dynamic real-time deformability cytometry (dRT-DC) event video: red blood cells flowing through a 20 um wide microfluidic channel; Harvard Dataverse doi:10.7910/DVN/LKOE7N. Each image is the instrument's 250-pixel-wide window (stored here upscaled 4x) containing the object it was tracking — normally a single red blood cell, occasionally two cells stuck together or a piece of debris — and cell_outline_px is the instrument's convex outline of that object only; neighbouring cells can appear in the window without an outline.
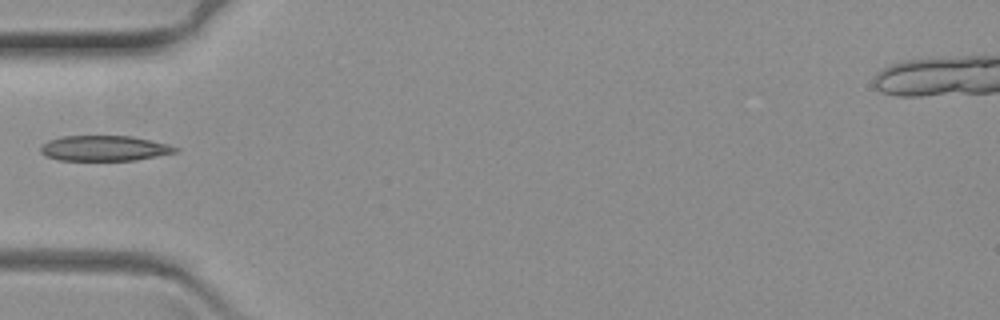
{"species": "common noctule bat (a hibernating species)", "species_latin": "Nyctalus noctula", "temperature_condition": "warm", "stored_images_in_passage": 24, "camera_frame_rate_fps": 3000, "um_per_image_px": 0.085, "animal": {"sex": "female", "body_mass_g": 19.3, "forearm_length_mm": 54.1}, "frame": {"image": 1, "passage_image": 1, "time_ms": 0.0, "image_size_px": [1000, 320], "cell_outline_px": [[180, 148], [176, 152], [136, 160], [60, 160], [48, 156], [40, 152], [40, 148], [48, 140], [60, 136], [132, 136], [168, 144]], "centroid_in_image_um": [8.88, 12.59], "position_along_channel_um": 76.1, "area_um2": 19.77}}
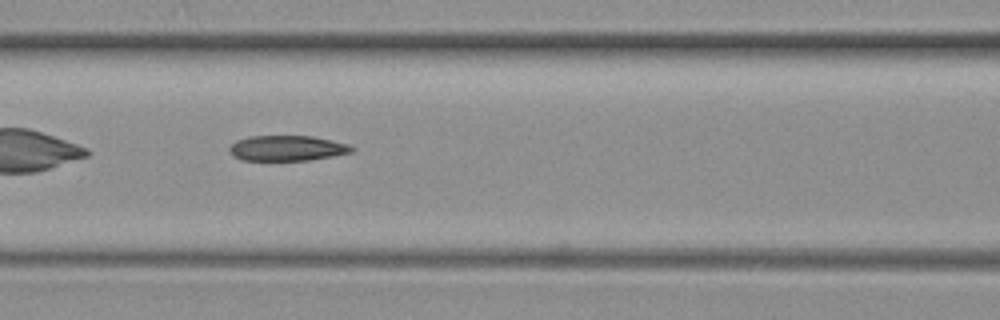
{"frame": {"image": 2, "passage_image": 7, "time_ms": 2.0, "image_size_px": [1000, 320], "cell_outline_px": [[356, 148], [352, 152], [332, 156], [308, 160], [244, 160], [232, 156], [228, 152], [228, 148], [236, 140], [248, 136], [312, 136], [332, 140], [348, 144]], "centroid_in_image_um": [24.38, 12.59], "position_along_channel_um": 142.2, "area_um2": 18.15}}
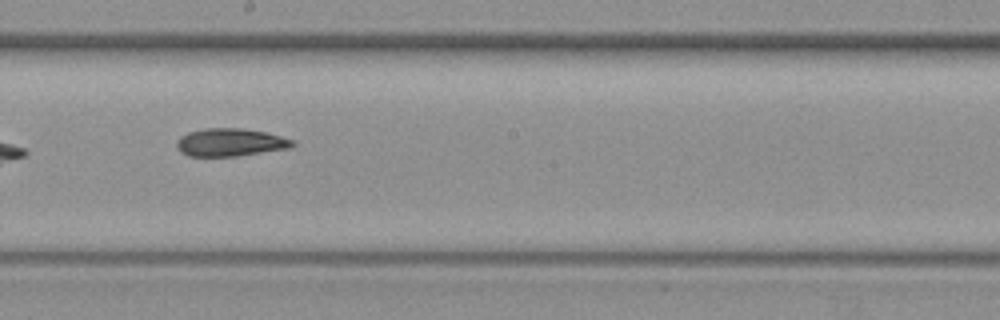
{"frame": {"image": 3, "passage_image": 15, "time_ms": 4.667, "image_size_px": [1000, 320], "cell_outline_px": [[296, 144], [288, 148], [236, 156], [188, 156], [180, 152], [176, 144], [176, 140], [180, 136], [188, 132], [204, 128], [244, 128], [268, 132], [292, 140]], "centroid_in_image_um": [19.54, 12.09], "position_along_channel_um": 228.7, "area_um2": 18.84}}